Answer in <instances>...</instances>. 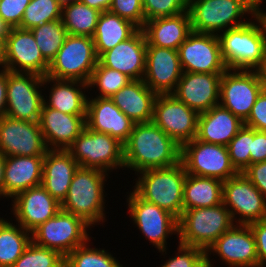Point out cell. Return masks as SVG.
<instances>
[{"label":"cell","mask_w":266,"mask_h":267,"mask_svg":"<svg viewBox=\"0 0 266 267\" xmlns=\"http://www.w3.org/2000/svg\"><path fill=\"white\" fill-rule=\"evenodd\" d=\"M123 148L124 167L137 172L180 162L181 147L152 121L135 123Z\"/></svg>","instance_id":"6da1fadb"},{"label":"cell","mask_w":266,"mask_h":267,"mask_svg":"<svg viewBox=\"0 0 266 267\" xmlns=\"http://www.w3.org/2000/svg\"><path fill=\"white\" fill-rule=\"evenodd\" d=\"M254 18L259 25L248 21L217 34L222 58L228 69L252 70L265 58L266 30L257 14Z\"/></svg>","instance_id":"7a4b0ae2"},{"label":"cell","mask_w":266,"mask_h":267,"mask_svg":"<svg viewBox=\"0 0 266 267\" xmlns=\"http://www.w3.org/2000/svg\"><path fill=\"white\" fill-rule=\"evenodd\" d=\"M134 191L144 200L170 212L177 219L183 213L185 167L180 161L166 168L146 169L139 172Z\"/></svg>","instance_id":"3957f363"},{"label":"cell","mask_w":266,"mask_h":267,"mask_svg":"<svg viewBox=\"0 0 266 267\" xmlns=\"http://www.w3.org/2000/svg\"><path fill=\"white\" fill-rule=\"evenodd\" d=\"M106 172L78 167L69 186L61 210L74 214L92 226L104 220V180Z\"/></svg>","instance_id":"277c9868"},{"label":"cell","mask_w":266,"mask_h":267,"mask_svg":"<svg viewBox=\"0 0 266 267\" xmlns=\"http://www.w3.org/2000/svg\"><path fill=\"white\" fill-rule=\"evenodd\" d=\"M223 202L213 207L183 211L178 219L179 243L207 249L234 224L230 211Z\"/></svg>","instance_id":"5b68a950"},{"label":"cell","mask_w":266,"mask_h":267,"mask_svg":"<svg viewBox=\"0 0 266 267\" xmlns=\"http://www.w3.org/2000/svg\"><path fill=\"white\" fill-rule=\"evenodd\" d=\"M187 10L192 31L210 34L244 25L247 21L238 19L246 12L257 14V6L250 0H188Z\"/></svg>","instance_id":"8992f818"},{"label":"cell","mask_w":266,"mask_h":267,"mask_svg":"<svg viewBox=\"0 0 266 267\" xmlns=\"http://www.w3.org/2000/svg\"><path fill=\"white\" fill-rule=\"evenodd\" d=\"M97 64L93 38L68 34L56 57L50 62L46 76L88 83Z\"/></svg>","instance_id":"52a82bcc"},{"label":"cell","mask_w":266,"mask_h":267,"mask_svg":"<svg viewBox=\"0 0 266 267\" xmlns=\"http://www.w3.org/2000/svg\"><path fill=\"white\" fill-rule=\"evenodd\" d=\"M67 151L79 167L104 172L117 166L124 167L123 144L109 134L95 132L86 126Z\"/></svg>","instance_id":"ba28073f"},{"label":"cell","mask_w":266,"mask_h":267,"mask_svg":"<svg viewBox=\"0 0 266 267\" xmlns=\"http://www.w3.org/2000/svg\"><path fill=\"white\" fill-rule=\"evenodd\" d=\"M89 226L74 214L60 210L30 234L36 245L56 250L66 257L90 240L86 231Z\"/></svg>","instance_id":"9c48e42d"},{"label":"cell","mask_w":266,"mask_h":267,"mask_svg":"<svg viewBox=\"0 0 266 267\" xmlns=\"http://www.w3.org/2000/svg\"><path fill=\"white\" fill-rule=\"evenodd\" d=\"M180 161L187 174L225 181L239 172L230 161L227 146L205 143L197 138L181 146Z\"/></svg>","instance_id":"30bf717a"},{"label":"cell","mask_w":266,"mask_h":267,"mask_svg":"<svg viewBox=\"0 0 266 267\" xmlns=\"http://www.w3.org/2000/svg\"><path fill=\"white\" fill-rule=\"evenodd\" d=\"M43 80L44 77L38 74L7 70L6 116L39 122L44 97L37 89L44 85Z\"/></svg>","instance_id":"8fae6325"},{"label":"cell","mask_w":266,"mask_h":267,"mask_svg":"<svg viewBox=\"0 0 266 267\" xmlns=\"http://www.w3.org/2000/svg\"><path fill=\"white\" fill-rule=\"evenodd\" d=\"M198 115L173 94H158L152 122L181 147L197 137Z\"/></svg>","instance_id":"7c38bea8"},{"label":"cell","mask_w":266,"mask_h":267,"mask_svg":"<svg viewBox=\"0 0 266 267\" xmlns=\"http://www.w3.org/2000/svg\"><path fill=\"white\" fill-rule=\"evenodd\" d=\"M222 202L231 207L228 210L233 222L236 214L241 217L237 221L242 225L266 219V198L242 172L223 181Z\"/></svg>","instance_id":"4fadbf2b"},{"label":"cell","mask_w":266,"mask_h":267,"mask_svg":"<svg viewBox=\"0 0 266 267\" xmlns=\"http://www.w3.org/2000/svg\"><path fill=\"white\" fill-rule=\"evenodd\" d=\"M178 53L183 72L224 73L228 69L216 34L192 31Z\"/></svg>","instance_id":"5bb4252c"},{"label":"cell","mask_w":266,"mask_h":267,"mask_svg":"<svg viewBox=\"0 0 266 267\" xmlns=\"http://www.w3.org/2000/svg\"><path fill=\"white\" fill-rule=\"evenodd\" d=\"M4 49L5 70L34 73L42 77L47 75L50 63L43 57L30 29L8 28L5 33Z\"/></svg>","instance_id":"9a60e30c"},{"label":"cell","mask_w":266,"mask_h":267,"mask_svg":"<svg viewBox=\"0 0 266 267\" xmlns=\"http://www.w3.org/2000/svg\"><path fill=\"white\" fill-rule=\"evenodd\" d=\"M234 71L222 74L219 104L245 122L263 89L254 70Z\"/></svg>","instance_id":"2e32d148"},{"label":"cell","mask_w":266,"mask_h":267,"mask_svg":"<svg viewBox=\"0 0 266 267\" xmlns=\"http://www.w3.org/2000/svg\"><path fill=\"white\" fill-rule=\"evenodd\" d=\"M127 201L131 218L138 228L150 243L164 252L168 235L172 232L178 234V219L167 210L142 199L134 190Z\"/></svg>","instance_id":"e0dca14e"},{"label":"cell","mask_w":266,"mask_h":267,"mask_svg":"<svg viewBox=\"0 0 266 267\" xmlns=\"http://www.w3.org/2000/svg\"><path fill=\"white\" fill-rule=\"evenodd\" d=\"M48 150L39 122L0 117V154L44 156Z\"/></svg>","instance_id":"ac0fdd59"},{"label":"cell","mask_w":266,"mask_h":267,"mask_svg":"<svg viewBox=\"0 0 266 267\" xmlns=\"http://www.w3.org/2000/svg\"><path fill=\"white\" fill-rule=\"evenodd\" d=\"M213 250L231 267H258L254 234L249 225H233L206 251V267H212L208 257Z\"/></svg>","instance_id":"d6986e66"},{"label":"cell","mask_w":266,"mask_h":267,"mask_svg":"<svg viewBox=\"0 0 266 267\" xmlns=\"http://www.w3.org/2000/svg\"><path fill=\"white\" fill-rule=\"evenodd\" d=\"M178 50L147 43L143 81L157 95L172 94L182 76Z\"/></svg>","instance_id":"ffe728a7"},{"label":"cell","mask_w":266,"mask_h":267,"mask_svg":"<svg viewBox=\"0 0 266 267\" xmlns=\"http://www.w3.org/2000/svg\"><path fill=\"white\" fill-rule=\"evenodd\" d=\"M222 74L183 72L172 94L198 114L209 111L219 104Z\"/></svg>","instance_id":"44dd1931"},{"label":"cell","mask_w":266,"mask_h":267,"mask_svg":"<svg viewBox=\"0 0 266 267\" xmlns=\"http://www.w3.org/2000/svg\"><path fill=\"white\" fill-rule=\"evenodd\" d=\"M13 203L16 220L31 233L61 210V203L42 185L20 192L14 197Z\"/></svg>","instance_id":"7402d4cb"},{"label":"cell","mask_w":266,"mask_h":267,"mask_svg":"<svg viewBox=\"0 0 266 267\" xmlns=\"http://www.w3.org/2000/svg\"><path fill=\"white\" fill-rule=\"evenodd\" d=\"M147 41L142 29L132 37L104 52L98 61L105 67L128 76L131 80H143L146 69Z\"/></svg>","instance_id":"603a6c76"},{"label":"cell","mask_w":266,"mask_h":267,"mask_svg":"<svg viewBox=\"0 0 266 267\" xmlns=\"http://www.w3.org/2000/svg\"><path fill=\"white\" fill-rule=\"evenodd\" d=\"M86 127L99 133L109 134L123 145L129 139L134 123L110 98L96 97L87 100Z\"/></svg>","instance_id":"cb8c5ba5"},{"label":"cell","mask_w":266,"mask_h":267,"mask_svg":"<svg viewBox=\"0 0 266 267\" xmlns=\"http://www.w3.org/2000/svg\"><path fill=\"white\" fill-rule=\"evenodd\" d=\"M86 115H70L48 108H41L39 126L48 149L67 148L81 134L86 126ZM49 145L53 147H49Z\"/></svg>","instance_id":"d4e9b609"},{"label":"cell","mask_w":266,"mask_h":267,"mask_svg":"<svg viewBox=\"0 0 266 267\" xmlns=\"http://www.w3.org/2000/svg\"><path fill=\"white\" fill-rule=\"evenodd\" d=\"M79 164L67 150L49 149L44 155L41 185L60 203L67 197L69 186Z\"/></svg>","instance_id":"484cf974"},{"label":"cell","mask_w":266,"mask_h":267,"mask_svg":"<svg viewBox=\"0 0 266 267\" xmlns=\"http://www.w3.org/2000/svg\"><path fill=\"white\" fill-rule=\"evenodd\" d=\"M44 156L5 157L3 196L15 197L20 192L41 185Z\"/></svg>","instance_id":"4316f807"},{"label":"cell","mask_w":266,"mask_h":267,"mask_svg":"<svg viewBox=\"0 0 266 267\" xmlns=\"http://www.w3.org/2000/svg\"><path fill=\"white\" fill-rule=\"evenodd\" d=\"M244 127V122L220 104L198 115L197 139L227 146Z\"/></svg>","instance_id":"83f0119b"},{"label":"cell","mask_w":266,"mask_h":267,"mask_svg":"<svg viewBox=\"0 0 266 267\" xmlns=\"http://www.w3.org/2000/svg\"><path fill=\"white\" fill-rule=\"evenodd\" d=\"M142 30L149 45L178 50L192 32L189 12L145 21Z\"/></svg>","instance_id":"f1b7e54d"},{"label":"cell","mask_w":266,"mask_h":267,"mask_svg":"<svg viewBox=\"0 0 266 267\" xmlns=\"http://www.w3.org/2000/svg\"><path fill=\"white\" fill-rule=\"evenodd\" d=\"M156 96L143 80H131L110 99L135 124L152 121Z\"/></svg>","instance_id":"f546056e"},{"label":"cell","mask_w":266,"mask_h":267,"mask_svg":"<svg viewBox=\"0 0 266 267\" xmlns=\"http://www.w3.org/2000/svg\"><path fill=\"white\" fill-rule=\"evenodd\" d=\"M51 81H54L55 84L50 91L49 103L44 99V104L48 108H53L70 115H86L88 99L81 90L88 87V83L76 80H59L48 76L44 77L43 83ZM78 83L80 87L82 86L81 89H79Z\"/></svg>","instance_id":"4dcf8cb0"},{"label":"cell","mask_w":266,"mask_h":267,"mask_svg":"<svg viewBox=\"0 0 266 267\" xmlns=\"http://www.w3.org/2000/svg\"><path fill=\"white\" fill-rule=\"evenodd\" d=\"M139 28L110 11L100 13L93 41L98 58L120 42L132 37Z\"/></svg>","instance_id":"1f68e13d"},{"label":"cell","mask_w":266,"mask_h":267,"mask_svg":"<svg viewBox=\"0 0 266 267\" xmlns=\"http://www.w3.org/2000/svg\"><path fill=\"white\" fill-rule=\"evenodd\" d=\"M223 181L187 174L183 187V211L222 203Z\"/></svg>","instance_id":"d6a6232c"},{"label":"cell","mask_w":266,"mask_h":267,"mask_svg":"<svg viewBox=\"0 0 266 267\" xmlns=\"http://www.w3.org/2000/svg\"><path fill=\"white\" fill-rule=\"evenodd\" d=\"M100 13L77 0L63 4L61 20L68 34L93 37Z\"/></svg>","instance_id":"836d02e7"},{"label":"cell","mask_w":266,"mask_h":267,"mask_svg":"<svg viewBox=\"0 0 266 267\" xmlns=\"http://www.w3.org/2000/svg\"><path fill=\"white\" fill-rule=\"evenodd\" d=\"M18 226L0 218V267H12L32 241L30 232Z\"/></svg>","instance_id":"e575fe53"},{"label":"cell","mask_w":266,"mask_h":267,"mask_svg":"<svg viewBox=\"0 0 266 267\" xmlns=\"http://www.w3.org/2000/svg\"><path fill=\"white\" fill-rule=\"evenodd\" d=\"M43 57L50 63L62 47L68 32L62 20H54L30 29Z\"/></svg>","instance_id":"d590c367"},{"label":"cell","mask_w":266,"mask_h":267,"mask_svg":"<svg viewBox=\"0 0 266 267\" xmlns=\"http://www.w3.org/2000/svg\"><path fill=\"white\" fill-rule=\"evenodd\" d=\"M62 6L63 4L59 0H30L19 28L32 29L47 22L60 20Z\"/></svg>","instance_id":"8d00e7d4"},{"label":"cell","mask_w":266,"mask_h":267,"mask_svg":"<svg viewBox=\"0 0 266 267\" xmlns=\"http://www.w3.org/2000/svg\"><path fill=\"white\" fill-rule=\"evenodd\" d=\"M85 243L65 257L64 267H123L104 249L89 248Z\"/></svg>","instance_id":"74e56055"},{"label":"cell","mask_w":266,"mask_h":267,"mask_svg":"<svg viewBox=\"0 0 266 267\" xmlns=\"http://www.w3.org/2000/svg\"><path fill=\"white\" fill-rule=\"evenodd\" d=\"M131 79L118 70H113L103 66L99 61L94 68L88 87L96 85L99 88L101 94L99 98H111L121 88L126 86Z\"/></svg>","instance_id":"f35d334b"},{"label":"cell","mask_w":266,"mask_h":267,"mask_svg":"<svg viewBox=\"0 0 266 267\" xmlns=\"http://www.w3.org/2000/svg\"><path fill=\"white\" fill-rule=\"evenodd\" d=\"M65 257L58 251L30 242L12 267H64Z\"/></svg>","instance_id":"ab89813d"},{"label":"cell","mask_w":266,"mask_h":267,"mask_svg":"<svg viewBox=\"0 0 266 267\" xmlns=\"http://www.w3.org/2000/svg\"><path fill=\"white\" fill-rule=\"evenodd\" d=\"M230 161L238 172L251 164V128L244 126L227 145Z\"/></svg>","instance_id":"60d3db41"},{"label":"cell","mask_w":266,"mask_h":267,"mask_svg":"<svg viewBox=\"0 0 266 267\" xmlns=\"http://www.w3.org/2000/svg\"><path fill=\"white\" fill-rule=\"evenodd\" d=\"M145 21L176 16L187 11L188 0H142Z\"/></svg>","instance_id":"b9f144b4"},{"label":"cell","mask_w":266,"mask_h":267,"mask_svg":"<svg viewBox=\"0 0 266 267\" xmlns=\"http://www.w3.org/2000/svg\"><path fill=\"white\" fill-rule=\"evenodd\" d=\"M109 11L132 22L139 29L145 25L142 0H112Z\"/></svg>","instance_id":"7bdbcfd3"},{"label":"cell","mask_w":266,"mask_h":267,"mask_svg":"<svg viewBox=\"0 0 266 267\" xmlns=\"http://www.w3.org/2000/svg\"><path fill=\"white\" fill-rule=\"evenodd\" d=\"M176 257L170 258L162 267H206V252L200 248L180 243Z\"/></svg>","instance_id":"ee69618b"},{"label":"cell","mask_w":266,"mask_h":267,"mask_svg":"<svg viewBox=\"0 0 266 267\" xmlns=\"http://www.w3.org/2000/svg\"><path fill=\"white\" fill-rule=\"evenodd\" d=\"M30 0H0V26L5 29L19 27Z\"/></svg>","instance_id":"f6af8a7d"},{"label":"cell","mask_w":266,"mask_h":267,"mask_svg":"<svg viewBox=\"0 0 266 267\" xmlns=\"http://www.w3.org/2000/svg\"><path fill=\"white\" fill-rule=\"evenodd\" d=\"M244 126L266 132V91H261Z\"/></svg>","instance_id":"bcb514c9"},{"label":"cell","mask_w":266,"mask_h":267,"mask_svg":"<svg viewBox=\"0 0 266 267\" xmlns=\"http://www.w3.org/2000/svg\"><path fill=\"white\" fill-rule=\"evenodd\" d=\"M254 237L258 255V267L266 265V219L249 224Z\"/></svg>","instance_id":"7dc6e473"},{"label":"cell","mask_w":266,"mask_h":267,"mask_svg":"<svg viewBox=\"0 0 266 267\" xmlns=\"http://www.w3.org/2000/svg\"><path fill=\"white\" fill-rule=\"evenodd\" d=\"M242 173L266 198V161L250 164Z\"/></svg>","instance_id":"c3c4849f"},{"label":"cell","mask_w":266,"mask_h":267,"mask_svg":"<svg viewBox=\"0 0 266 267\" xmlns=\"http://www.w3.org/2000/svg\"><path fill=\"white\" fill-rule=\"evenodd\" d=\"M251 164L266 161V132L251 128Z\"/></svg>","instance_id":"681fc988"},{"label":"cell","mask_w":266,"mask_h":267,"mask_svg":"<svg viewBox=\"0 0 266 267\" xmlns=\"http://www.w3.org/2000/svg\"><path fill=\"white\" fill-rule=\"evenodd\" d=\"M7 70L0 71V117L6 116L7 107Z\"/></svg>","instance_id":"f907efd6"},{"label":"cell","mask_w":266,"mask_h":267,"mask_svg":"<svg viewBox=\"0 0 266 267\" xmlns=\"http://www.w3.org/2000/svg\"><path fill=\"white\" fill-rule=\"evenodd\" d=\"M82 3L88 5L91 8H94L101 13L104 11H109L112 0H80Z\"/></svg>","instance_id":"816d5d0a"},{"label":"cell","mask_w":266,"mask_h":267,"mask_svg":"<svg viewBox=\"0 0 266 267\" xmlns=\"http://www.w3.org/2000/svg\"><path fill=\"white\" fill-rule=\"evenodd\" d=\"M260 85L264 91H266V56L261 63L254 69Z\"/></svg>","instance_id":"f5cc1de1"},{"label":"cell","mask_w":266,"mask_h":267,"mask_svg":"<svg viewBox=\"0 0 266 267\" xmlns=\"http://www.w3.org/2000/svg\"><path fill=\"white\" fill-rule=\"evenodd\" d=\"M6 30L4 27L0 26V65L4 68V60H5V33Z\"/></svg>","instance_id":"db71d44e"},{"label":"cell","mask_w":266,"mask_h":267,"mask_svg":"<svg viewBox=\"0 0 266 267\" xmlns=\"http://www.w3.org/2000/svg\"><path fill=\"white\" fill-rule=\"evenodd\" d=\"M5 173V156L0 154V196H3V183Z\"/></svg>","instance_id":"11a10c76"},{"label":"cell","mask_w":266,"mask_h":267,"mask_svg":"<svg viewBox=\"0 0 266 267\" xmlns=\"http://www.w3.org/2000/svg\"><path fill=\"white\" fill-rule=\"evenodd\" d=\"M257 15L261 19V21L263 22V25H264L265 30H266V13H264L262 10H260L259 7H257Z\"/></svg>","instance_id":"9f6ffc18"},{"label":"cell","mask_w":266,"mask_h":267,"mask_svg":"<svg viewBox=\"0 0 266 267\" xmlns=\"http://www.w3.org/2000/svg\"><path fill=\"white\" fill-rule=\"evenodd\" d=\"M252 1L257 7H260L263 0H250Z\"/></svg>","instance_id":"6f0895ef"},{"label":"cell","mask_w":266,"mask_h":267,"mask_svg":"<svg viewBox=\"0 0 266 267\" xmlns=\"http://www.w3.org/2000/svg\"><path fill=\"white\" fill-rule=\"evenodd\" d=\"M62 4H66L69 2L77 1V0H59Z\"/></svg>","instance_id":"680465c9"}]
</instances>
